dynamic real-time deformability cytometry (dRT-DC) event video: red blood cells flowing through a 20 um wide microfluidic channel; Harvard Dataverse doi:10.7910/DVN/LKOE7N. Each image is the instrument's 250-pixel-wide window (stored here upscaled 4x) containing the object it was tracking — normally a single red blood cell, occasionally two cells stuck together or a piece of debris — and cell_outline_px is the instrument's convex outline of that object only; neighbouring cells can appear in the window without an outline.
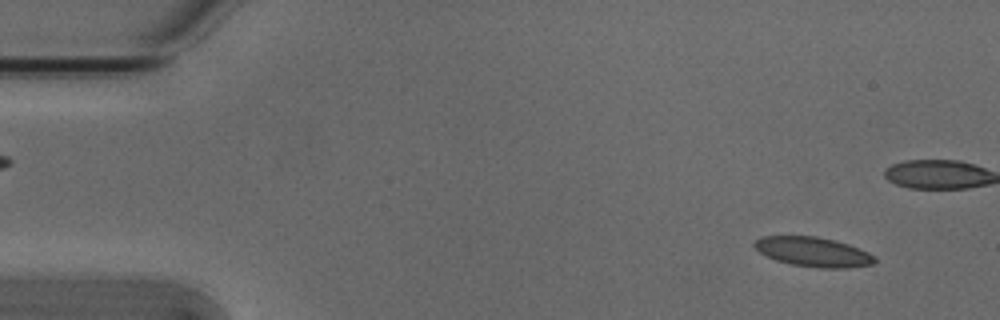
{"species": "Egyptian fruit bat (a non-hibernating species)", "species_latin": "Rousettus aegyptiacus", "temperature_condition": "cold", "stored_images_in_passage": 4, "camera_frame_rate_fps": 3000, "um_per_image_px": 0.085, "animal": {"sex": "male"}, "frame": {"image": 1, "passage_image": 1, "time_ms": 0.0, "image_size_px": [1000, 320], "cell_outline_px": [[876, 260], [872, 264], [848, 268], [820, 268], [792, 264], [776, 260], [760, 252], [752, 244], [760, 236], [816, 236], [836, 240], [848, 244], [868, 252], [876, 256]], "centroid_in_image_um": [69.14, 21.4], "position_along_channel_um": 15.9, "area_um2": 20.69}}